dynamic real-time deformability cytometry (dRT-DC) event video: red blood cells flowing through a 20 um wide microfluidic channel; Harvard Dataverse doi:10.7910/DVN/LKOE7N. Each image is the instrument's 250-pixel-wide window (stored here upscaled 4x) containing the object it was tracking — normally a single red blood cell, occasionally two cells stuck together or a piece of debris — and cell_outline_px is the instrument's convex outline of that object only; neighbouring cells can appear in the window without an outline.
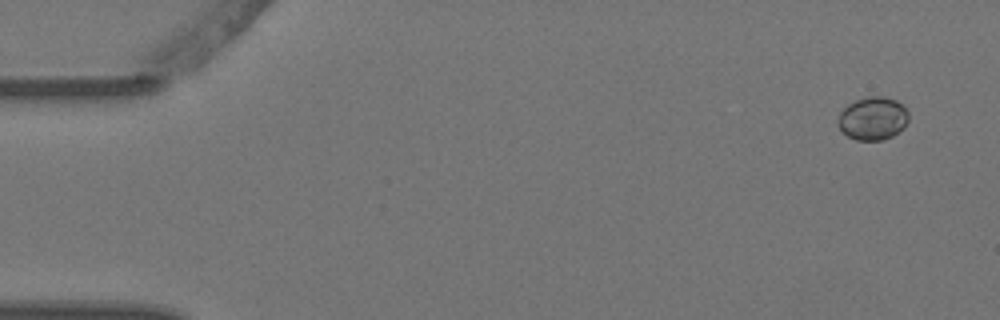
{"species": "Egyptian fruit bat (a non-hibernating species)", "species_latin": "Rousettus aegyptiacus", "temperature_condition": "warm", "stored_images_in_passage": 6, "camera_frame_rate_fps": 3000, "um_per_image_px": 0.085, "animal": {"sex": "female"}, "frame": {"image": 1, "passage_image": 2, "time_ms": 0.333, "image_size_px": [1000, 320], "cell_outline_px": [[908, 120], [904, 128], [892, 136], [884, 140], [856, 140], [848, 136], [836, 124], [836, 120], [840, 112], [848, 104], [856, 100], [868, 96], [884, 96], [896, 100], [908, 112]], "centroid_in_image_um": [74.17, 10.07], "position_along_channel_um": 10.8, "area_um2": 17.8}}
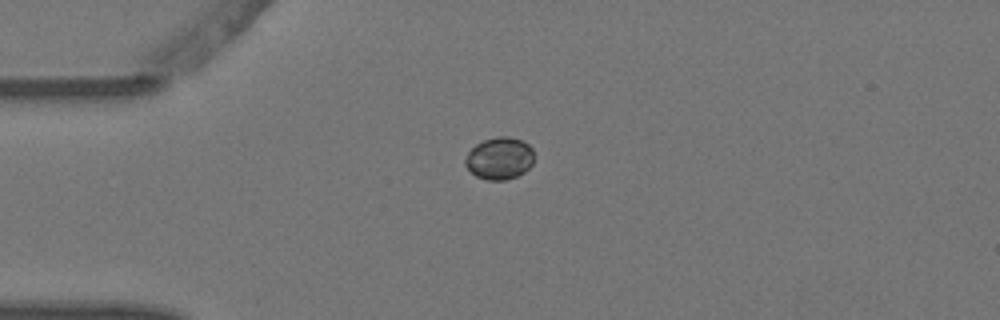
{"frame": {"image": 2, "passage_image": 5, "time_ms": 1.333, "image_size_px": [1000, 320], "cell_outline_px": [[532, 164], [524, 172], [516, 176], [504, 180], [488, 180], [476, 176], [464, 164], [464, 160], [468, 152], [476, 144], [484, 140], [496, 136], [508, 136], [524, 140], [532, 148]], "centroid_in_image_um": [42.45, 13.44], "position_along_channel_um": 42.6, "area_um2": 16.88}}